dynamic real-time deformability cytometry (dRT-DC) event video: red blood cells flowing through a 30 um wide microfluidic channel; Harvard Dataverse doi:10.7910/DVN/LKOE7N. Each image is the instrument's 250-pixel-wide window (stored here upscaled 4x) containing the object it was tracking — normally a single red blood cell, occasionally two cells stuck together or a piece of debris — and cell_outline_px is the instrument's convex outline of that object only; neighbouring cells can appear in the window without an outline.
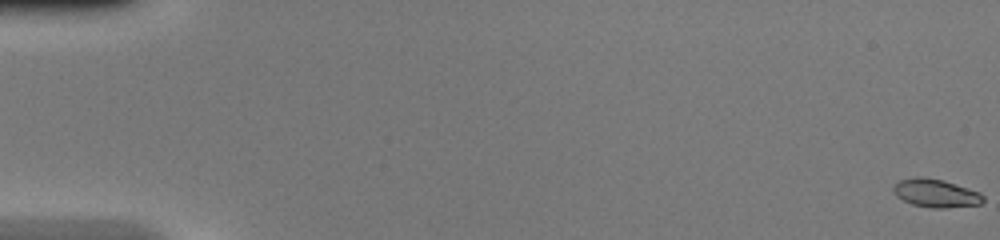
{"species": "common noctule bat (a hibernating species)", "species_latin": "Nyctalus noctula", "temperature_condition": "warm", "stored_images_in_passage": 50, "camera_frame_rate_fps": 3000, "um_per_image_px": 0.085, "animal": {"sex": "female", "body_mass_g": 20.0, "forearm_length_mm": 54.0}, "frame": {"image": 1, "passage_image": 1, "time_ms": 0.0, "image_size_px": [1000, 240], "cell_outline_px": [[984, 200], [980, 204], [944, 208], [932, 208], [912, 204], [896, 196], [892, 192], [892, 188], [900, 180], [916, 176], [920, 176], [944, 180], [980, 192], [984, 196]], "centroid_in_image_um": [79.54, 16.41], "position_along_channel_um": 5.5, "area_um2": 14.8}}
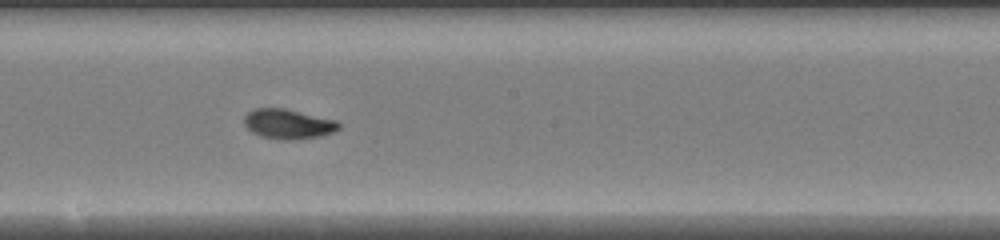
{"frame": {"image": 2, "passage_image": 29, "time_ms": 9.333, "image_size_px": [1000, 240], "cell_outline_px": [[340, 128], [332, 132], [320, 136], [288, 140], [284, 140], [260, 136], [252, 132], [244, 124], [244, 116], [252, 108], [284, 108], [336, 120], [340, 124]], "centroid_in_image_um": [24.47, 10.53], "position_along_channel_um": 223.7, "area_um2": 16.36}}
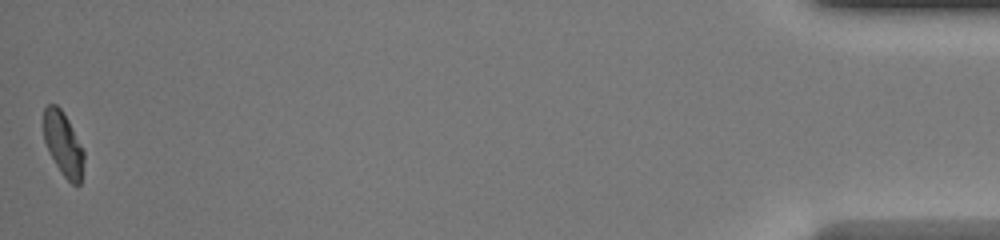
{"frame": {"image": 3, "passage_image": 50, "time_ms": 16.333, "image_size_px": [1000, 240], "cell_outline_px": [[84, 160], [80, 184], [72, 184], [64, 176], [56, 164], [44, 140], [44, 108], [48, 104], [56, 104], [60, 108], [68, 120], [84, 152]], "centroid_in_image_um": [5.38, 12.23], "position_along_channel_um": 429.8, "area_um2": 14.57}, "authors_computed_cell_mechanics": {"area_um2": 15.5482, "velocity_mm_per_s": 4.2697, "shape_relaxation_time_tau1_ms": 4.4406, "shape_relaxation_time_tau2_ms": 1.4559, "deformation_change_tau1": 0.1992, "deformation_change_tau2": 0.057}}